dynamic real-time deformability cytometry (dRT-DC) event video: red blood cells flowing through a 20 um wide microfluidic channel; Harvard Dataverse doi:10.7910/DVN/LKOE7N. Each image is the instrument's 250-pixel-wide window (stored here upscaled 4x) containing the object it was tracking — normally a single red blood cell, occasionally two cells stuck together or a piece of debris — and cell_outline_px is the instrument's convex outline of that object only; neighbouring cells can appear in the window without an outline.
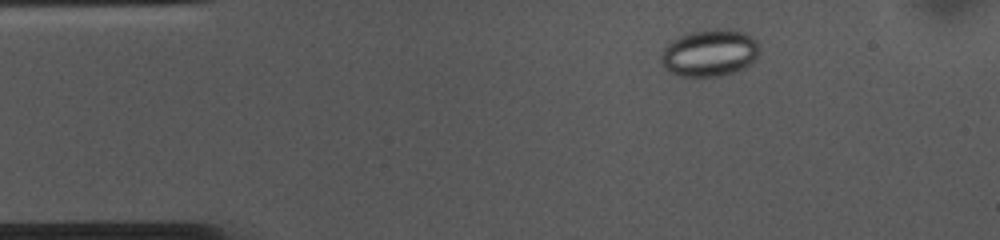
{"species": "common noctule bat (a hibernating species)", "species_latin": "Nyctalus noctula", "temperature_condition": "cold", "stored_images_in_passage": 52, "camera_frame_rate_fps": 3000, "um_per_image_px": 0.085, "animal": {"sex": "female", "body_mass_g": 10.0, "forearm_length_mm": 53.1}, "frame": {"image": 1, "passage_image": 6, "time_ms": 1.667, "image_size_px": [1000, 240], "cell_outline_px": [[760, 48], [756, 60], [744, 68], [720, 76], [680, 76], [664, 68], [660, 60], [660, 56], [664, 48], [672, 40], [688, 32], [704, 28], [732, 28], [744, 32], [752, 36], [756, 40]], "centroid_in_image_um": [60.34, 4.46], "position_along_channel_um": 24.7, "area_um2": 27.46}}
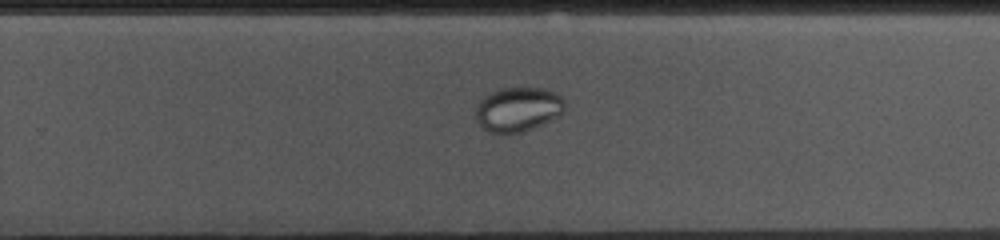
{"frame": {"image": 2, "passage_image": 32, "time_ms": 10.333, "image_size_px": [1000, 240], "cell_outline_px": [[564, 112], [560, 116], [524, 132], [488, 132], [476, 120], [476, 108], [480, 100], [484, 96], [500, 88], [544, 88], [560, 96], [564, 100]], "centroid_in_image_um": [44.04, 9.29], "position_along_channel_um": 285.8, "area_um2": 22.89}}
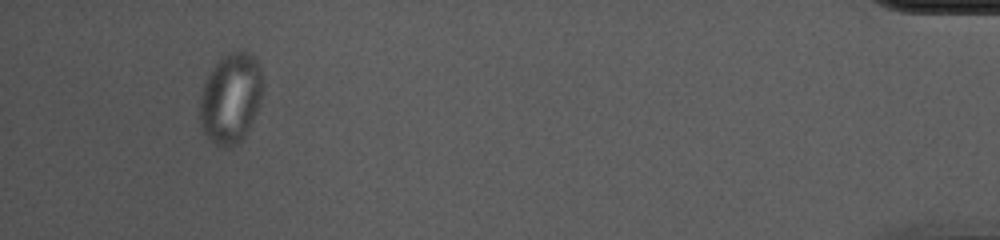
{"frame": {"image": 3, "passage_image": 49, "time_ms": 16.0, "image_size_px": [1000, 240], "cell_outline_px": [[264, 88], [256, 112], [244, 136], [236, 144], [228, 148], [220, 148], [208, 140], [200, 128], [200, 96], [204, 84], [212, 68], [224, 56], [240, 48], [248, 48], [256, 60], [264, 76]], "centroid_in_image_um": [19.63, 8.34], "position_along_channel_um": 415.6, "area_um2": 33.64}, "authors_computed_cell_mechanics": {"area_um2": 25.9233, "velocity_mm_per_s": 3.606, "shape_relaxation_time_tau1_ms": null, "shape_relaxation_time_tau2_ms": 4.3975, "deformation_change_tau1": null, "deformation_change_tau2": 0.018}}